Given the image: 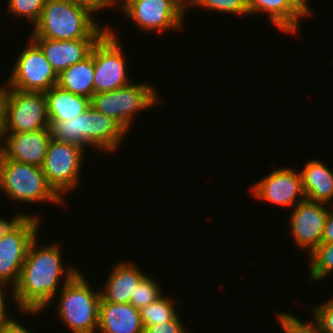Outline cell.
<instances>
[{"mask_svg":"<svg viewBox=\"0 0 333 333\" xmlns=\"http://www.w3.org/2000/svg\"><path fill=\"white\" fill-rule=\"evenodd\" d=\"M329 205L305 199L294 206L288 224L294 242L310 255L322 240ZM308 250V251H307Z\"/></svg>","mask_w":333,"mask_h":333,"instance_id":"5bb4252c","label":"cell"},{"mask_svg":"<svg viewBox=\"0 0 333 333\" xmlns=\"http://www.w3.org/2000/svg\"><path fill=\"white\" fill-rule=\"evenodd\" d=\"M51 140L49 129L5 133L4 147L1 154L7 160L42 167Z\"/></svg>","mask_w":333,"mask_h":333,"instance_id":"9a60e30c","label":"cell"},{"mask_svg":"<svg viewBox=\"0 0 333 333\" xmlns=\"http://www.w3.org/2000/svg\"><path fill=\"white\" fill-rule=\"evenodd\" d=\"M300 173L306 199L333 204V171L330 167L322 161L312 159L305 163Z\"/></svg>","mask_w":333,"mask_h":333,"instance_id":"ffe728a7","label":"cell"},{"mask_svg":"<svg viewBox=\"0 0 333 333\" xmlns=\"http://www.w3.org/2000/svg\"><path fill=\"white\" fill-rule=\"evenodd\" d=\"M140 310L130 303L100 302L97 333H143Z\"/></svg>","mask_w":333,"mask_h":333,"instance_id":"d6986e66","label":"cell"},{"mask_svg":"<svg viewBox=\"0 0 333 333\" xmlns=\"http://www.w3.org/2000/svg\"><path fill=\"white\" fill-rule=\"evenodd\" d=\"M312 16L313 10H311L310 6L308 5V0H297Z\"/></svg>","mask_w":333,"mask_h":333,"instance_id":"74e56055","label":"cell"},{"mask_svg":"<svg viewBox=\"0 0 333 333\" xmlns=\"http://www.w3.org/2000/svg\"><path fill=\"white\" fill-rule=\"evenodd\" d=\"M308 279L322 281L333 272V242L321 243L309 256Z\"/></svg>","mask_w":333,"mask_h":333,"instance_id":"cb8c5ba5","label":"cell"},{"mask_svg":"<svg viewBox=\"0 0 333 333\" xmlns=\"http://www.w3.org/2000/svg\"><path fill=\"white\" fill-rule=\"evenodd\" d=\"M37 237L40 238L39 234L28 247L18 283L14 286L13 300L19 312L32 315L40 314L49 304L52 305L59 283L65 285L80 271L72 266L67 268L62 263L59 244L40 246Z\"/></svg>","mask_w":333,"mask_h":333,"instance_id":"6da1fadb","label":"cell"},{"mask_svg":"<svg viewBox=\"0 0 333 333\" xmlns=\"http://www.w3.org/2000/svg\"><path fill=\"white\" fill-rule=\"evenodd\" d=\"M246 2L249 15L267 13L270 23L286 34L297 33L301 19L311 15L297 0H246Z\"/></svg>","mask_w":333,"mask_h":333,"instance_id":"e0dca14e","label":"cell"},{"mask_svg":"<svg viewBox=\"0 0 333 333\" xmlns=\"http://www.w3.org/2000/svg\"><path fill=\"white\" fill-rule=\"evenodd\" d=\"M138 267L133 262L116 263L100 290L101 302L130 303L135 286L146 275Z\"/></svg>","mask_w":333,"mask_h":333,"instance_id":"ac0fdd59","label":"cell"},{"mask_svg":"<svg viewBox=\"0 0 333 333\" xmlns=\"http://www.w3.org/2000/svg\"><path fill=\"white\" fill-rule=\"evenodd\" d=\"M118 34L110 28L93 46L94 94L113 91L131 82Z\"/></svg>","mask_w":333,"mask_h":333,"instance_id":"52a82bcc","label":"cell"},{"mask_svg":"<svg viewBox=\"0 0 333 333\" xmlns=\"http://www.w3.org/2000/svg\"><path fill=\"white\" fill-rule=\"evenodd\" d=\"M46 0H9L7 9L18 18H25L33 26L39 21Z\"/></svg>","mask_w":333,"mask_h":333,"instance_id":"484cf974","label":"cell"},{"mask_svg":"<svg viewBox=\"0 0 333 333\" xmlns=\"http://www.w3.org/2000/svg\"><path fill=\"white\" fill-rule=\"evenodd\" d=\"M180 8L187 14L188 8L193 7L197 0H174ZM188 7V8H187Z\"/></svg>","mask_w":333,"mask_h":333,"instance_id":"8d00e7d4","label":"cell"},{"mask_svg":"<svg viewBox=\"0 0 333 333\" xmlns=\"http://www.w3.org/2000/svg\"><path fill=\"white\" fill-rule=\"evenodd\" d=\"M118 9L142 32L165 33L184 28L186 13L174 0H124Z\"/></svg>","mask_w":333,"mask_h":333,"instance_id":"9c48e42d","label":"cell"},{"mask_svg":"<svg viewBox=\"0 0 333 333\" xmlns=\"http://www.w3.org/2000/svg\"><path fill=\"white\" fill-rule=\"evenodd\" d=\"M150 82H130L116 90L94 94L90 105L100 113L116 120L127 132L136 112H143L161 102Z\"/></svg>","mask_w":333,"mask_h":333,"instance_id":"8992f818","label":"cell"},{"mask_svg":"<svg viewBox=\"0 0 333 333\" xmlns=\"http://www.w3.org/2000/svg\"><path fill=\"white\" fill-rule=\"evenodd\" d=\"M44 95L47 102L49 122H63L74 119L90 107V98L73 94L57 85L46 91Z\"/></svg>","mask_w":333,"mask_h":333,"instance_id":"44dd1931","label":"cell"},{"mask_svg":"<svg viewBox=\"0 0 333 333\" xmlns=\"http://www.w3.org/2000/svg\"><path fill=\"white\" fill-rule=\"evenodd\" d=\"M49 129L44 92L9 88L5 133Z\"/></svg>","mask_w":333,"mask_h":333,"instance_id":"8fae6325","label":"cell"},{"mask_svg":"<svg viewBox=\"0 0 333 333\" xmlns=\"http://www.w3.org/2000/svg\"><path fill=\"white\" fill-rule=\"evenodd\" d=\"M49 130L54 140L74 144L84 150L92 146L99 153L115 152L128 134L116 120L95 110L91 105L74 119L49 122Z\"/></svg>","mask_w":333,"mask_h":333,"instance_id":"7a4b0ae2","label":"cell"},{"mask_svg":"<svg viewBox=\"0 0 333 333\" xmlns=\"http://www.w3.org/2000/svg\"><path fill=\"white\" fill-rule=\"evenodd\" d=\"M30 39L40 48L57 75L88 57L98 41V39L52 40L42 37H30Z\"/></svg>","mask_w":333,"mask_h":333,"instance_id":"2e32d148","label":"cell"},{"mask_svg":"<svg viewBox=\"0 0 333 333\" xmlns=\"http://www.w3.org/2000/svg\"><path fill=\"white\" fill-rule=\"evenodd\" d=\"M30 214H16L9 221L7 218H0V238L14 232L28 217ZM4 218V219H3Z\"/></svg>","mask_w":333,"mask_h":333,"instance_id":"4dcf8cb0","label":"cell"},{"mask_svg":"<svg viewBox=\"0 0 333 333\" xmlns=\"http://www.w3.org/2000/svg\"><path fill=\"white\" fill-rule=\"evenodd\" d=\"M117 6H119L124 0H112Z\"/></svg>","mask_w":333,"mask_h":333,"instance_id":"ab89813d","label":"cell"},{"mask_svg":"<svg viewBox=\"0 0 333 333\" xmlns=\"http://www.w3.org/2000/svg\"><path fill=\"white\" fill-rule=\"evenodd\" d=\"M84 153L82 147L54 139L48 145L43 173L48 184L63 200L67 192L74 191L80 184Z\"/></svg>","mask_w":333,"mask_h":333,"instance_id":"ba28073f","label":"cell"},{"mask_svg":"<svg viewBox=\"0 0 333 333\" xmlns=\"http://www.w3.org/2000/svg\"><path fill=\"white\" fill-rule=\"evenodd\" d=\"M196 6L230 15H249L246 0H197L193 7Z\"/></svg>","mask_w":333,"mask_h":333,"instance_id":"83f0119b","label":"cell"},{"mask_svg":"<svg viewBox=\"0 0 333 333\" xmlns=\"http://www.w3.org/2000/svg\"><path fill=\"white\" fill-rule=\"evenodd\" d=\"M251 186V195L254 198L279 207L296 206L306 199L301 173L294 168L282 167Z\"/></svg>","mask_w":333,"mask_h":333,"instance_id":"4fadbf2b","label":"cell"},{"mask_svg":"<svg viewBox=\"0 0 333 333\" xmlns=\"http://www.w3.org/2000/svg\"><path fill=\"white\" fill-rule=\"evenodd\" d=\"M74 4L86 8L93 15L94 13H98L102 10L105 11V8L109 7H118L112 0H70Z\"/></svg>","mask_w":333,"mask_h":333,"instance_id":"1f68e13d","label":"cell"},{"mask_svg":"<svg viewBox=\"0 0 333 333\" xmlns=\"http://www.w3.org/2000/svg\"><path fill=\"white\" fill-rule=\"evenodd\" d=\"M4 141H5V132L0 128V154L3 151Z\"/></svg>","mask_w":333,"mask_h":333,"instance_id":"f35d334b","label":"cell"},{"mask_svg":"<svg viewBox=\"0 0 333 333\" xmlns=\"http://www.w3.org/2000/svg\"><path fill=\"white\" fill-rule=\"evenodd\" d=\"M326 302L314 306L311 310L314 319L305 322L316 333H333V297Z\"/></svg>","mask_w":333,"mask_h":333,"instance_id":"4316f807","label":"cell"},{"mask_svg":"<svg viewBox=\"0 0 333 333\" xmlns=\"http://www.w3.org/2000/svg\"><path fill=\"white\" fill-rule=\"evenodd\" d=\"M27 40L5 82L9 88L45 93L57 85L58 75L40 48L31 39Z\"/></svg>","mask_w":333,"mask_h":333,"instance_id":"30bf717a","label":"cell"},{"mask_svg":"<svg viewBox=\"0 0 333 333\" xmlns=\"http://www.w3.org/2000/svg\"><path fill=\"white\" fill-rule=\"evenodd\" d=\"M93 47L83 61L69 66L58 75L57 86L76 95L92 98L94 95Z\"/></svg>","mask_w":333,"mask_h":333,"instance_id":"7402d4cb","label":"cell"},{"mask_svg":"<svg viewBox=\"0 0 333 333\" xmlns=\"http://www.w3.org/2000/svg\"><path fill=\"white\" fill-rule=\"evenodd\" d=\"M0 332L1 333H32L30 329L21 322L14 318L6 319L5 321L1 322L0 324Z\"/></svg>","mask_w":333,"mask_h":333,"instance_id":"e575fe53","label":"cell"},{"mask_svg":"<svg viewBox=\"0 0 333 333\" xmlns=\"http://www.w3.org/2000/svg\"><path fill=\"white\" fill-rule=\"evenodd\" d=\"M0 190L13 203H66L48 184L42 167L7 160L0 154ZM15 201V202H14Z\"/></svg>","mask_w":333,"mask_h":333,"instance_id":"5b68a950","label":"cell"},{"mask_svg":"<svg viewBox=\"0 0 333 333\" xmlns=\"http://www.w3.org/2000/svg\"><path fill=\"white\" fill-rule=\"evenodd\" d=\"M277 320L281 325L284 333H316L303 320L288 312L276 313Z\"/></svg>","mask_w":333,"mask_h":333,"instance_id":"f1b7e54d","label":"cell"},{"mask_svg":"<svg viewBox=\"0 0 333 333\" xmlns=\"http://www.w3.org/2000/svg\"><path fill=\"white\" fill-rule=\"evenodd\" d=\"M162 288L154 278L145 275L135 286L134 294L130 298V304L137 309L153 303L162 295Z\"/></svg>","mask_w":333,"mask_h":333,"instance_id":"d4e9b609","label":"cell"},{"mask_svg":"<svg viewBox=\"0 0 333 333\" xmlns=\"http://www.w3.org/2000/svg\"><path fill=\"white\" fill-rule=\"evenodd\" d=\"M94 17L89 10L70 0H46L31 37L52 40L99 39L110 25L101 26Z\"/></svg>","mask_w":333,"mask_h":333,"instance_id":"3957f363","label":"cell"},{"mask_svg":"<svg viewBox=\"0 0 333 333\" xmlns=\"http://www.w3.org/2000/svg\"><path fill=\"white\" fill-rule=\"evenodd\" d=\"M331 206L333 208V204L329 205V208ZM329 208H328V212H327V218L325 221V225L323 228L321 243L333 242V210L331 211V210H329Z\"/></svg>","mask_w":333,"mask_h":333,"instance_id":"d590c367","label":"cell"},{"mask_svg":"<svg viewBox=\"0 0 333 333\" xmlns=\"http://www.w3.org/2000/svg\"><path fill=\"white\" fill-rule=\"evenodd\" d=\"M177 314L173 319L144 327L143 333H190Z\"/></svg>","mask_w":333,"mask_h":333,"instance_id":"f546056e","label":"cell"},{"mask_svg":"<svg viewBox=\"0 0 333 333\" xmlns=\"http://www.w3.org/2000/svg\"><path fill=\"white\" fill-rule=\"evenodd\" d=\"M9 98V86L4 81V85H0V128L5 132L6 129V116H7V102Z\"/></svg>","mask_w":333,"mask_h":333,"instance_id":"836d02e7","label":"cell"},{"mask_svg":"<svg viewBox=\"0 0 333 333\" xmlns=\"http://www.w3.org/2000/svg\"><path fill=\"white\" fill-rule=\"evenodd\" d=\"M40 216L31 214L14 232L0 238V280L15 286L28 247L38 235Z\"/></svg>","mask_w":333,"mask_h":333,"instance_id":"7c38bea8","label":"cell"},{"mask_svg":"<svg viewBox=\"0 0 333 333\" xmlns=\"http://www.w3.org/2000/svg\"><path fill=\"white\" fill-rule=\"evenodd\" d=\"M10 285L11 284L0 280V321L1 322L5 321L6 319L12 318V316L9 317L10 313L7 311V305H6L7 297H5L7 296V294L5 293H7L6 290H8V287L10 288L12 287L9 290L11 292H9L8 296L11 295L13 297L12 299H14V287Z\"/></svg>","mask_w":333,"mask_h":333,"instance_id":"d6a6232c","label":"cell"},{"mask_svg":"<svg viewBox=\"0 0 333 333\" xmlns=\"http://www.w3.org/2000/svg\"><path fill=\"white\" fill-rule=\"evenodd\" d=\"M80 271L61 285L56 314L71 333H97L100 290H94Z\"/></svg>","mask_w":333,"mask_h":333,"instance_id":"277c9868","label":"cell"},{"mask_svg":"<svg viewBox=\"0 0 333 333\" xmlns=\"http://www.w3.org/2000/svg\"><path fill=\"white\" fill-rule=\"evenodd\" d=\"M177 301L163 296V294L153 303L140 309V316L143 327L161 324L173 319L177 314Z\"/></svg>","mask_w":333,"mask_h":333,"instance_id":"603a6c76","label":"cell"}]
</instances>
